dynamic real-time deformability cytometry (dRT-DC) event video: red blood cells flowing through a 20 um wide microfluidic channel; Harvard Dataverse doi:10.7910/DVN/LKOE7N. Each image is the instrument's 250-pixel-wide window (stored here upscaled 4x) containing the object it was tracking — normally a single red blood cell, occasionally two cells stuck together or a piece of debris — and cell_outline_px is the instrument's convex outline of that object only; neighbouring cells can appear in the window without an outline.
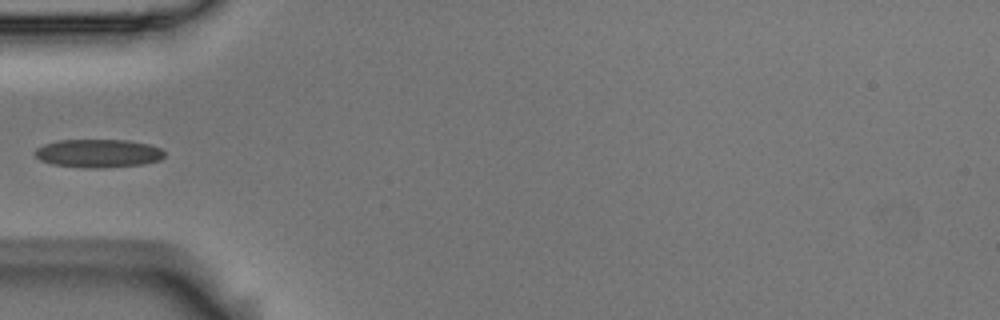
{"species": "Egyptian fruit bat (a non-hibernating species)", "species_latin": "Rousettus aegyptiacus", "temperature_condition": "room temperature", "stored_images_in_passage": 5, "camera_frame_rate_fps": 3000, "um_per_image_px": 0.085, "animal": {"sex": "male"}, "frame": {"image": 1, "passage_image": 5, "time_ms": 1.333, "image_size_px": [1000, 320], "cell_outline_px": [[164, 156], [160, 160], [144, 164], [104, 168], [84, 168], [52, 164], [40, 160], [36, 156], [36, 148], [44, 144], [56, 140], [128, 140], [148, 144], [160, 148], [164, 152]], "centroid_in_image_um": [8.35, 13.04], "position_along_channel_um": 76.6, "area_um2": 21.44}}